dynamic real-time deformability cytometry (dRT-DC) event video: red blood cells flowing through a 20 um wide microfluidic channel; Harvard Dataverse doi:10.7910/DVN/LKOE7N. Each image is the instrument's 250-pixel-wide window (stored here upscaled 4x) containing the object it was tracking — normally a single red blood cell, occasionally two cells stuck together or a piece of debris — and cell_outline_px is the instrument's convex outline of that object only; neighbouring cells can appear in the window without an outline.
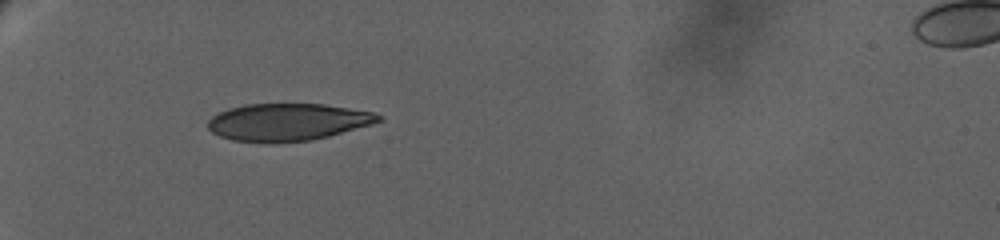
{"species": "human", "species_latin": "Homo sapiens", "temperature_condition": "warm", "stored_images_in_passage": 101, "camera_frame_rate_fps": 3000, "um_per_image_px": 0.085, "donor": {"sex": "female"}, "frame": {"image": 1, "passage_image": 1, "time_ms": 0.0, "image_size_px": [1000, 240], "cell_outline_px": [[384, 120], [372, 124], [328, 136], [312, 140], [272, 144], [264, 144], [232, 140], [220, 136], [212, 132], [208, 128], [208, 120], [212, 116], [228, 108], [244, 104], [324, 104], [376, 112], [384, 116]], "centroid_in_image_um": [24.46, 10.39], "position_along_channel_um": 60.5, "area_um2": 37.63}}
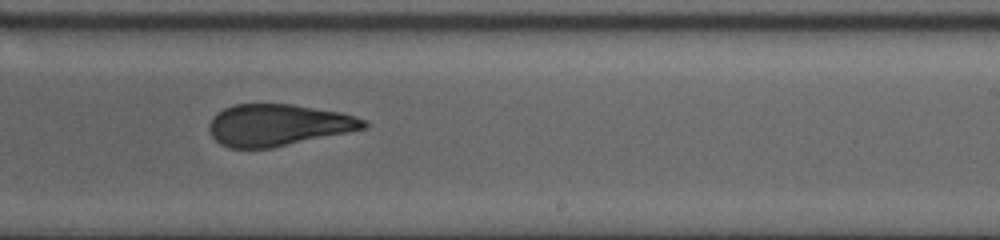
{"frame": {"image": 2, "passage_image": 55, "time_ms": 7.667, "image_size_px": [1000, 240], "cell_outline_px": [[368, 128], [272, 148], [228, 148], [220, 144], [212, 136], [208, 128], [208, 124], [212, 116], [224, 108], [232, 104], [292, 104], [340, 112], [364, 120], [368, 124]], "centroid_in_image_um": [23.6, 10.63], "position_along_channel_um": 265.4, "area_um2": 37.63}}
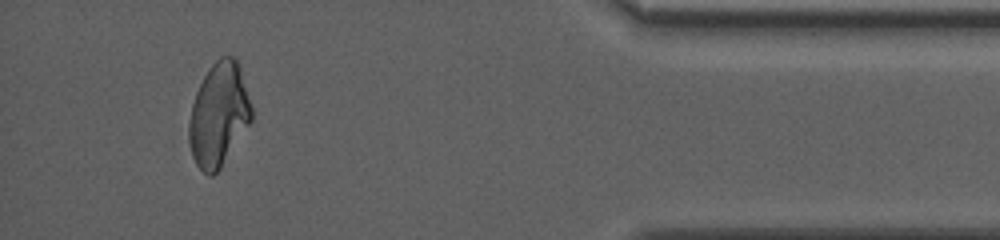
{"frame": {"image": 3, "passage_image": 87, "time_ms": 14.0, "image_size_px": [1000, 240], "cell_outline_px": [[252, 120], [216, 172], [212, 176], [208, 176], [196, 164], [192, 156], [188, 140], [188, 124], [192, 104], [196, 92], [204, 76], [212, 64], [220, 56], [232, 56], [236, 60], [240, 68], [252, 108]], "centroid_in_image_um": [18.57, 9.74], "position_along_channel_um": 416.6, "area_um2": 37.22}, "authors_computed_cell_mechanics": {"area_um2": 38.8994, "velocity_mm_per_s": 2.9832, "shape_relaxation_time_tau1_ms": null, "shape_relaxation_time_tau2_ms": 1.413, "deformation_change_tau1": null, "deformation_change_tau2": 0.0733}}